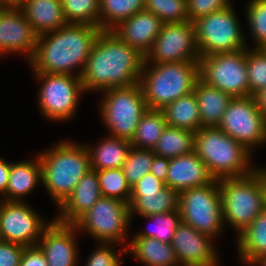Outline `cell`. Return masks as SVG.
I'll return each instance as SVG.
<instances>
[{
    "mask_svg": "<svg viewBox=\"0 0 266 266\" xmlns=\"http://www.w3.org/2000/svg\"><path fill=\"white\" fill-rule=\"evenodd\" d=\"M144 61V55L112 30H101L80 76L85 94L139 83Z\"/></svg>",
    "mask_w": 266,
    "mask_h": 266,
    "instance_id": "1",
    "label": "cell"
},
{
    "mask_svg": "<svg viewBox=\"0 0 266 266\" xmlns=\"http://www.w3.org/2000/svg\"><path fill=\"white\" fill-rule=\"evenodd\" d=\"M100 31L99 27L91 25L66 24L38 36L36 50L27 64L32 73L80 77Z\"/></svg>",
    "mask_w": 266,
    "mask_h": 266,
    "instance_id": "2",
    "label": "cell"
},
{
    "mask_svg": "<svg viewBox=\"0 0 266 266\" xmlns=\"http://www.w3.org/2000/svg\"><path fill=\"white\" fill-rule=\"evenodd\" d=\"M37 154L43 188L58 208L91 170L88 150L85 143L62 139Z\"/></svg>",
    "mask_w": 266,
    "mask_h": 266,
    "instance_id": "3",
    "label": "cell"
},
{
    "mask_svg": "<svg viewBox=\"0 0 266 266\" xmlns=\"http://www.w3.org/2000/svg\"><path fill=\"white\" fill-rule=\"evenodd\" d=\"M194 152L217 180L244 177L259 168L251 164L253 154L218 127H202L195 132Z\"/></svg>",
    "mask_w": 266,
    "mask_h": 266,
    "instance_id": "4",
    "label": "cell"
},
{
    "mask_svg": "<svg viewBox=\"0 0 266 266\" xmlns=\"http://www.w3.org/2000/svg\"><path fill=\"white\" fill-rule=\"evenodd\" d=\"M199 78V61H144L139 85L148 109L161 110L167 104L194 92Z\"/></svg>",
    "mask_w": 266,
    "mask_h": 266,
    "instance_id": "5",
    "label": "cell"
},
{
    "mask_svg": "<svg viewBox=\"0 0 266 266\" xmlns=\"http://www.w3.org/2000/svg\"><path fill=\"white\" fill-rule=\"evenodd\" d=\"M223 220L238 237L265 209L264 167L244 177L218 180Z\"/></svg>",
    "mask_w": 266,
    "mask_h": 266,
    "instance_id": "6",
    "label": "cell"
},
{
    "mask_svg": "<svg viewBox=\"0 0 266 266\" xmlns=\"http://www.w3.org/2000/svg\"><path fill=\"white\" fill-rule=\"evenodd\" d=\"M98 103L100 120L107 128L108 136L131 140L148 109L139 83L129 87L111 88L102 91Z\"/></svg>",
    "mask_w": 266,
    "mask_h": 266,
    "instance_id": "7",
    "label": "cell"
},
{
    "mask_svg": "<svg viewBox=\"0 0 266 266\" xmlns=\"http://www.w3.org/2000/svg\"><path fill=\"white\" fill-rule=\"evenodd\" d=\"M130 206L128 203L101 196L99 200L73 224L78 233L86 234L98 243H116L127 248ZM127 240V242H126Z\"/></svg>",
    "mask_w": 266,
    "mask_h": 266,
    "instance_id": "8",
    "label": "cell"
},
{
    "mask_svg": "<svg viewBox=\"0 0 266 266\" xmlns=\"http://www.w3.org/2000/svg\"><path fill=\"white\" fill-rule=\"evenodd\" d=\"M233 6L234 3L193 22L200 56L251 47Z\"/></svg>",
    "mask_w": 266,
    "mask_h": 266,
    "instance_id": "9",
    "label": "cell"
},
{
    "mask_svg": "<svg viewBox=\"0 0 266 266\" xmlns=\"http://www.w3.org/2000/svg\"><path fill=\"white\" fill-rule=\"evenodd\" d=\"M33 76L40 84L37 105L41 116L57 123L72 120L85 93L81 78L49 73H33Z\"/></svg>",
    "mask_w": 266,
    "mask_h": 266,
    "instance_id": "10",
    "label": "cell"
},
{
    "mask_svg": "<svg viewBox=\"0 0 266 266\" xmlns=\"http://www.w3.org/2000/svg\"><path fill=\"white\" fill-rule=\"evenodd\" d=\"M179 211L185 224L214 239L220 238L225 224L218 180L180 192Z\"/></svg>",
    "mask_w": 266,
    "mask_h": 266,
    "instance_id": "11",
    "label": "cell"
},
{
    "mask_svg": "<svg viewBox=\"0 0 266 266\" xmlns=\"http://www.w3.org/2000/svg\"><path fill=\"white\" fill-rule=\"evenodd\" d=\"M199 77L233 98L250 96L246 49L200 56Z\"/></svg>",
    "mask_w": 266,
    "mask_h": 266,
    "instance_id": "12",
    "label": "cell"
},
{
    "mask_svg": "<svg viewBox=\"0 0 266 266\" xmlns=\"http://www.w3.org/2000/svg\"><path fill=\"white\" fill-rule=\"evenodd\" d=\"M218 128L251 153L266 145V118L254 96L232 98Z\"/></svg>",
    "mask_w": 266,
    "mask_h": 266,
    "instance_id": "13",
    "label": "cell"
},
{
    "mask_svg": "<svg viewBox=\"0 0 266 266\" xmlns=\"http://www.w3.org/2000/svg\"><path fill=\"white\" fill-rule=\"evenodd\" d=\"M51 222L27 202L0 200L1 240L25 247L37 245Z\"/></svg>",
    "mask_w": 266,
    "mask_h": 266,
    "instance_id": "14",
    "label": "cell"
},
{
    "mask_svg": "<svg viewBox=\"0 0 266 266\" xmlns=\"http://www.w3.org/2000/svg\"><path fill=\"white\" fill-rule=\"evenodd\" d=\"M195 25L190 21L164 23L150 51L146 63L199 61Z\"/></svg>",
    "mask_w": 266,
    "mask_h": 266,
    "instance_id": "15",
    "label": "cell"
},
{
    "mask_svg": "<svg viewBox=\"0 0 266 266\" xmlns=\"http://www.w3.org/2000/svg\"><path fill=\"white\" fill-rule=\"evenodd\" d=\"M37 41L38 34L19 7L0 8V60L12 53L26 56V62H29Z\"/></svg>",
    "mask_w": 266,
    "mask_h": 266,
    "instance_id": "16",
    "label": "cell"
},
{
    "mask_svg": "<svg viewBox=\"0 0 266 266\" xmlns=\"http://www.w3.org/2000/svg\"><path fill=\"white\" fill-rule=\"evenodd\" d=\"M215 240L181 221L171 245L180 266H219L220 255Z\"/></svg>",
    "mask_w": 266,
    "mask_h": 266,
    "instance_id": "17",
    "label": "cell"
},
{
    "mask_svg": "<svg viewBox=\"0 0 266 266\" xmlns=\"http://www.w3.org/2000/svg\"><path fill=\"white\" fill-rule=\"evenodd\" d=\"M78 234L74 224L62 223L52 218L37 243L48 266H78Z\"/></svg>",
    "mask_w": 266,
    "mask_h": 266,
    "instance_id": "18",
    "label": "cell"
},
{
    "mask_svg": "<svg viewBox=\"0 0 266 266\" xmlns=\"http://www.w3.org/2000/svg\"><path fill=\"white\" fill-rule=\"evenodd\" d=\"M163 24L153 13L142 10L120 22L112 31L122 42L146 56Z\"/></svg>",
    "mask_w": 266,
    "mask_h": 266,
    "instance_id": "19",
    "label": "cell"
},
{
    "mask_svg": "<svg viewBox=\"0 0 266 266\" xmlns=\"http://www.w3.org/2000/svg\"><path fill=\"white\" fill-rule=\"evenodd\" d=\"M214 180L205 163L194 151L169 159L166 186L178 193L210 184Z\"/></svg>",
    "mask_w": 266,
    "mask_h": 266,
    "instance_id": "20",
    "label": "cell"
},
{
    "mask_svg": "<svg viewBox=\"0 0 266 266\" xmlns=\"http://www.w3.org/2000/svg\"><path fill=\"white\" fill-rule=\"evenodd\" d=\"M101 197L97 171L90 170L77 183L67 199L57 208L54 217L59 222L73 224L88 211Z\"/></svg>",
    "mask_w": 266,
    "mask_h": 266,
    "instance_id": "21",
    "label": "cell"
},
{
    "mask_svg": "<svg viewBox=\"0 0 266 266\" xmlns=\"http://www.w3.org/2000/svg\"><path fill=\"white\" fill-rule=\"evenodd\" d=\"M42 184L38 154L31 159L12 162L6 188V201L26 202L36 187Z\"/></svg>",
    "mask_w": 266,
    "mask_h": 266,
    "instance_id": "22",
    "label": "cell"
},
{
    "mask_svg": "<svg viewBox=\"0 0 266 266\" xmlns=\"http://www.w3.org/2000/svg\"><path fill=\"white\" fill-rule=\"evenodd\" d=\"M19 8L38 36L54 32L68 24L61 0H22Z\"/></svg>",
    "mask_w": 266,
    "mask_h": 266,
    "instance_id": "23",
    "label": "cell"
},
{
    "mask_svg": "<svg viewBox=\"0 0 266 266\" xmlns=\"http://www.w3.org/2000/svg\"><path fill=\"white\" fill-rule=\"evenodd\" d=\"M126 253L143 266H180L171 243L151 237H130Z\"/></svg>",
    "mask_w": 266,
    "mask_h": 266,
    "instance_id": "24",
    "label": "cell"
},
{
    "mask_svg": "<svg viewBox=\"0 0 266 266\" xmlns=\"http://www.w3.org/2000/svg\"><path fill=\"white\" fill-rule=\"evenodd\" d=\"M95 145L85 144L88 150L91 170L122 168L132 148L129 140L105 136Z\"/></svg>",
    "mask_w": 266,
    "mask_h": 266,
    "instance_id": "25",
    "label": "cell"
},
{
    "mask_svg": "<svg viewBox=\"0 0 266 266\" xmlns=\"http://www.w3.org/2000/svg\"><path fill=\"white\" fill-rule=\"evenodd\" d=\"M194 94L198 101L202 127H218L233 97L200 78L196 82Z\"/></svg>",
    "mask_w": 266,
    "mask_h": 266,
    "instance_id": "26",
    "label": "cell"
},
{
    "mask_svg": "<svg viewBox=\"0 0 266 266\" xmlns=\"http://www.w3.org/2000/svg\"><path fill=\"white\" fill-rule=\"evenodd\" d=\"M236 238L238 259L244 265L251 266L266 255V209Z\"/></svg>",
    "mask_w": 266,
    "mask_h": 266,
    "instance_id": "27",
    "label": "cell"
},
{
    "mask_svg": "<svg viewBox=\"0 0 266 266\" xmlns=\"http://www.w3.org/2000/svg\"><path fill=\"white\" fill-rule=\"evenodd\" d=\"M161 111L168 126L192 132L202 128L198 101L194 92L167 104Z\"/></svg>",
    "mask_w": 266,
    "mask_h": 266,
    "instance_id": "28",
    "label": "cell"
},
{
    "mask_svg": "<svg viewBox=\"0 0 266 266\" xmlns=\"http://www.w3.org/2000/svg\"><path fill=\"white\" fill-rule=\"evenodd\" d=\"M130 218L165 214L179 210V193L166 186L158 194L131 195Z\"/></svg>",
    "mask_w": 266,
    "mask_h": 266,
    "instance_id": "29",
    "label": "cell"
},
{
    "mask_svg": "<svg viewBox=\"0 0 266 266\" xmlns=\"http://www.w3.org/2000/svg\"><path fill=\"white\" fill-rule=\"evenodd\" d=\"M195 132L166 125L153 148L155 155L175 158L194 151Z\"/></svg>",
    "mask_w": 266,
    "mask_h": 266,
    "instance_id": "30",
    "label": "cell"
},
{
    "mask_svg": "<svg viewBox=\"0 0 266 266\" xmlns=\"http://www.w3.org/2000/svg\"><path fill=\"white\" fill-rule=\"evenodd\" d=\"M167 123L161 110L147 109L141 116L130 143L137 149L153 150Z\"/></svg>",
    "mask_w": 266,
    "mask_h": 266,
    "instance_id": "31",
    "label": "cell"
},
{
    "mask_svg": "<svg viewBox=\"0 0 266 266\" xmlns=\"http://www.w3.org/2000/svg\"><path fill=\"white\" fill-rule=\"evenodd\" d=\"M99 28L112 30L120 22L144 10L145 0H100Z\"/></svg>",
    "mask_w": 266,
    "mask_h": 266,
    "instance_id": "32",
    "label": "cell"
},
{
    "mask_svg": "<svg viewBox=\"0 0 266 266\" xmlns=\"http://www.w3.org/2000/svg\"><path fill=\"white\" fill-rule=\"evenodd\" d=\"M100 0H61L68 24H86L99 27Z\"/></svg>",
    "mask_w": 266,
    "mask_h": 266,
    "instance_id": "33",
    "label": "cell"
},
{
    "mask_svg": "<svg viewBox=\"0 0 266 266\" xmlns=\"http://www.w3.org/2000/svg\"><path fill=\"white\" fill-rule=\"evenodd\" d=\"M143 219L153 223V228L139 230L131 237H151L165 243H171L175 230L181 222L180 211L175 210L165 214H156L151 216H141Z\"/></svg>",
    "mask_w": 266,
    "mask_h": 266,
    "instance_id": "34",
    "label": "cell"
},
{
    "mask_svg": "<svg viewBox=\"0 0 266 266\" xmlns=\"http://www.w3.org/2000/svg\"><path fill=\"white\" fill-rule=\"evenodd\" d=\"M101 196L115 198L129 204L131 186L127 183L122 168L97 171Z\"/></svg>",
    "mask_w": 266,
    "mask_h": 266,
    "instance_id": "35",
    "label": "cell"
},
{
    "mask_svg": "<svg viewBox=\"0 0 266 266\" xmlns=\"http://www.w3.org/2000/svg\"><path fill=\"white\" fill-rule=\"evenodd\" d=\"M245 15L253 48L266 47V0H247Z\"/></svg>",
    "mask_w": 266,
    "mask_h": 266,
    "instance_id": "36",
    "label": "cell"
},
{
    "mask_svg": "<svg viewBox=\"0 0 266 266\" xmlns=\"http://www.w3.org/2000/svg\"><path fill=\"white\" fill-rule=\"evenodd\" d=\"M246 67L250 96L266 87V49L246 48Z\"/></svg>",
    "mask_w": 266,
    "mask_h": 266,
    "instance_id": "37",
    "label": "cell"
},
{
    "mask_svg": "<svg viewBox=\"0 0 266 266\" xmlns=\"http://www.w3.org/2000/svg\"><path fill=\"white\" fill-rule=\"evenodd\" d=\"M155 153L153 150L132 147L122 166L127 183L132 187L145 174L150 173Z\"/></svg>",
    "mask_w": 266,
    "mask_h": 266,
    "instance_id": "38",
    "label": "cell"
},
{
    "mask_svg": "<svg viewBox=\"0 0 266 266\" xmlns=\"http://www.w3.org/2000/svg\"><path fill=\"white\" fill-rule=\"evenodd\" d=\"M144 10L153 13L163 23L189 21L186 0H145Z\"/></svg>",
    "mask_w": 266,
    "mask_h": 266,
    "instance_id": "39",
    "label": "cell"
},
{
    "mask_svg": "<svg viewBox=\"0 0 266 266\" xmlns=\"http://www.w3.org/2000/svg\"><path fill=\"white\" fill-rule=\"evenodd\" d=\"M118 246L116 243H99L88 256L85 266H121L122 255L127 253L125 247L117 251Z\"/></svg>",
    "mask_w": 266,
    "mask_h": 266,
    "instance_id": "40",
    "label": "cell"
},
{
    "mask_svg": "<svg viewBox=\"0 0 266 266\" xmlns=\"http://www.w3.org/2000/svg\"><path fill=\"white\" fill-rule=\"evenodd\" d=\"M190 22L232 5V0H186Z\"/></svg>",
    "mask_w": 266,
    "mask_h": 266,
    "instance_id": "41",
    "label": "cell"
},
{
    "mask_svg": "<svg viewBox=\"0 0 266 266\" xmlns=\"http://www.w3.org/2000/svg\"><path fill=\"white\" fill-rule=\"evenodd\" d=\"M165 187V182L158 179L152 173H148L131 187V195L158 194Z\"/></svg>",
    "mask_w": 266,
    "mask_h": 266,
    "instance_id": "42",
    "label": "cell"
},
{
    "mask_svg": "<svg viewBox=\"0 0 266 266\" xmlns=\"http://www.w3.org/2000/svg\"><path fill=\"white\" fill-rule=\"evenodd\" d=\"M25 246L0 240V266H20Z\"/></svg>",
    "mask_w": 266,
    "mask_h": 266,
    "instance_id": "43",
    "label": "cell"
},
{
    "mask_svg": "<svg viewBox=\"0 0 266 266\" xmlns=\"http://www.w3.org/2000/svg\"><path fill=\"white\" fill-rule=\"evenodd\" d=\"M20 266H48V262L40 247L33 245L24 248Z\"/></svg>",
    "mask_w": 266,
    "mask_h": 266,
    "instance_id": "44",
    "label": "cell"
},
{
    "mask_svg": "<svg viewBox=\"0 0 266 266\" xmlns=\"http://www.w3.org/2000/svg\"><path fill=\"white\" fill-rule=\"evenodd\" d=\"M169 158L154 155L150 173L155 175L158 179L165 182L168 175Z\"/></svg>",
    "mask_w": 266,
    "mask_h": 266,
    "instance_id": "45",
    "label": "cell"
},
{
    "mask_svg": "<svg viewBox=\"0 0 266 266\" xmlns=\"http://www.w3.org/2000/svg\"><path fill=\"white\" fill-rule=\"evenodd\" d=\"M11 169V162L0 157V200L6 201V188Z\"/></svg>",
    "mask_w": 266,
    "mask_h": 266,
    "instance_id": "46",
    "label": "cell"
},
{
    "mask_svg": "<svg viewBox=\"0 0 266 266\" xmlns=\"http://www.w3.org/2000/svg\"><path fill=\"white\" fill-rule=\"evenodd\" d=\"M258 109L266 118V87L254 95Z\"/></svg>",
    "mask_w": 266,
    "mask_h": 266,
    "instance_id": "47",
    "label": "cell"
},
{
    "mask_svg": "<svg viewBox=\"0 0 266 266\" xmlns=\"http://www.w3.org/2000/svg\"><path fill=\"white\" fill-rule=\"evenodd\" d=\"M22 0H0V8L20 7Z\"/></svg>",
    "mask_w": 266,
    "mask_h": 266,
    "instance_id": "48",
    "label": "cell"
},
{
    "mask_svg": "<svg viewBox=\"0 0 266 266\" xmlns=\"http://www.w3.org/2000/svg\"><path fill=\"white\" fill-rule=\"evenodd\" d=\"M251 266H266V255L258 258Z\"/></svg>",
    "mask_w": 266,
    "mask_h": 266,
    "instance_id": "49",
    "label": "cell"
},
{
    "mask_svg": "<svg viewBox=\"0 0 266 266\" xmlns=\"http://www.w3.org/2000/svg\"><path fill=\"white\" fill-rule=\"evenodd\" d=\"M264 186H265V209H266V168L264 166Z\"/></svg>",
    "mask_w": 266,
    "mask_h": 266,
    "instance_id": "50",
    "label": "cell"
}]
</instances>
